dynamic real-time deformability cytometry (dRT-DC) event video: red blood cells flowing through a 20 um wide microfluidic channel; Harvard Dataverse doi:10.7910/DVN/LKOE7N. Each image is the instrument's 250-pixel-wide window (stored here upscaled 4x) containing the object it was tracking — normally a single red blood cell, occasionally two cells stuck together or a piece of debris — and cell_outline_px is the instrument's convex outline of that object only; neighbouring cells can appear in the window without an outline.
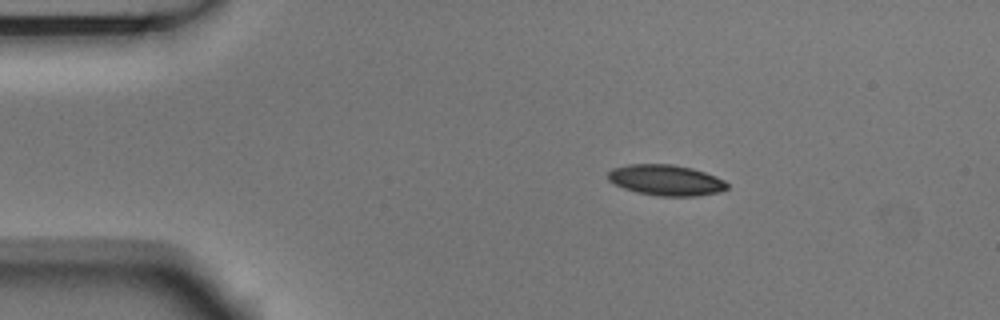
{"species": "Egyptian fruit bat (a non-hibernating species)", "species_latin": "Rousettus aegyptiacus", "temperature_condition": "room temperature", "stored_images_in_passage": 46, "camera_frame_rate_fps": 3000, "um_per_image_px": 0.085, "animal": {"sex": "male"}, "frame": {"image": 1, "passage_image": 1, "time_ms": 0.0, "image_size_px": [1000, 320], "cell_outline_px": [[728, 188], [720, 192], [696, 196], [660, 196], [636, 192], [624, 188], [608, 180], [608, 172], [612, 168], [628, 164], [672, 164], [692, 168], [716, 176], [724, 180], [728, 184]], "centroid_in_image_um": [56.62, 15.31], "position_along_channel_um": 28.4, "area_um2": 21.39}}
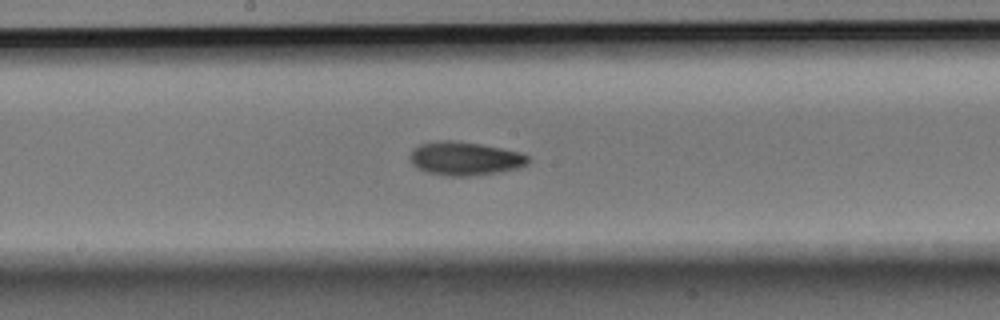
{"frame": {"image": 2, "passage_image": 20, "time_ms": 6.333, "image_size_px": [1000, 320], "cell_outline_px": [[528, 164], [520, 168], [496, 172], [468, 176], [444, 176], [424, 172], [416, 168], [412, 164], [412, 148], [420, 144], [436, 140], [456, 140], [480, 144], [520, 152], [528, 156]], "centroid_in_image_um": [39.49, 13.47], "position_along_channel_um": 208.7, "area_um2": 23.18}}
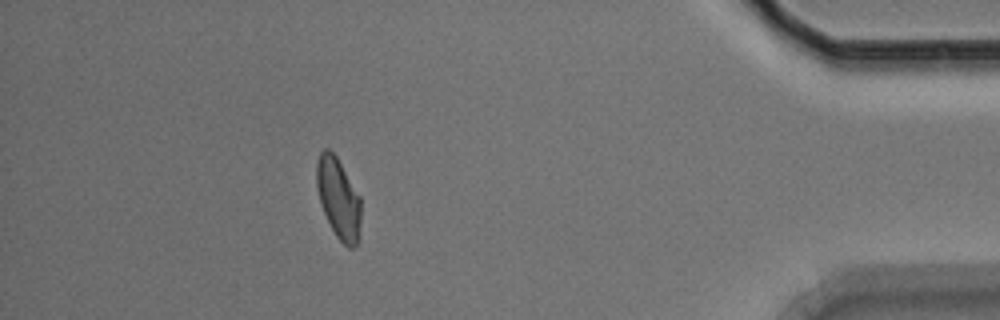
{"frame": {"image": 3, "passage_image": 40, "time_ms": 13.0, "image_size_px": [1000, 320], "cell_outline_px": [[360, 220], [356, 248], [348, 248], [336, 236], [320, 204], [316, 188], [316, 164], [320, 152], [324, 148], [328, 148], [336, 156], [360, 196]], "centroid_in_image_um": [28.74, 16.84], "position_along_channel_um": 406.5, "area_um2": 20.69}, "authors_computed_cell_mechanics": {"area_um2": 21.5016, "velocity_mm_per_s": 3.7131, "shape_relaxation_time_tau1_ms": 4.4812, "shape_relaxation_time_tau2_ms": 5.6455, "deformation_change_tau1": 0.1211, "deformation_change_tau2": 0.114}}